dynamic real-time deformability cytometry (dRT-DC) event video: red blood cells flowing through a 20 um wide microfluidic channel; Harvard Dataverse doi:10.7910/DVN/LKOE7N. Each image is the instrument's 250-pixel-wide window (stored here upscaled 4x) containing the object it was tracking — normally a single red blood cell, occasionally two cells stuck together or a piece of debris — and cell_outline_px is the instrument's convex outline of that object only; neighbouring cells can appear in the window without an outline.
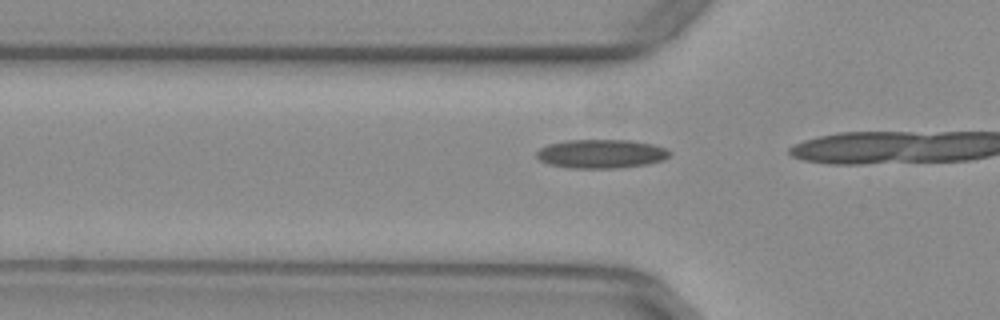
{"species": "common noctule bat (a hibernating species)", "species_latin": "Nyctalus noctula", "temperature_condition": "warm", "stored_images_in_passage": 16, "camera_frame_rate_fps": 3000, "um_per_image_px": 0.085, "animal": {"sex": "female", "body_mass_g": 29.2, "forearm_length_mm": 56.3}, "frame": {"image": 1, "passage_image": 14, "time_ms": 4.333, "image_size_px": [1000, 320], "cell_outline_px": [[672, 152], [664, 160], [644, 164], [616, 168], [568, 168], [548, 164], [540, 160], [536, 156], [536, 152], [540, 148], [548, 144], [568, 140], [632, 140], [652, 144], [668, 148]], "centroid_in_image_um": [51.1, 13.07], "position_along_channel_um": 74.7, "area_um2": 22.43}}